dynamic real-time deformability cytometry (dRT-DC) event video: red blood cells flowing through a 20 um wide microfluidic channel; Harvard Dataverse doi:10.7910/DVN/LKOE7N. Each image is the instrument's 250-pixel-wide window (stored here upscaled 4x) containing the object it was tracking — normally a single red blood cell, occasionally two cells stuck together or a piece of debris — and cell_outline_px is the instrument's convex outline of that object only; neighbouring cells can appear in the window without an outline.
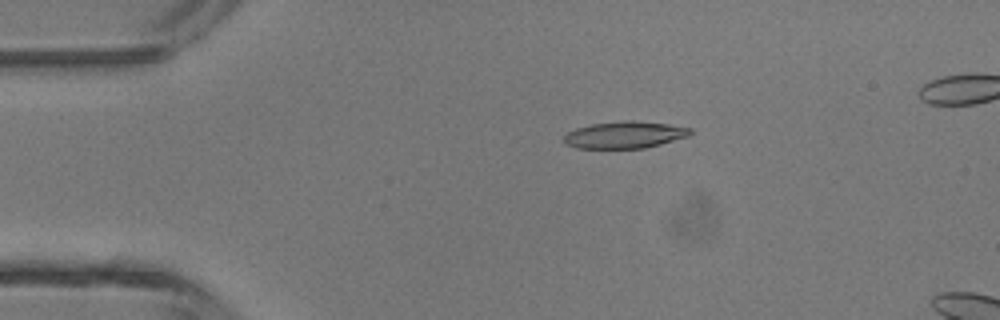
{"species": "common noctule bat (a hibernating species)", "species_latin": "Nyctalus noctula", "temperature_condition": "room temperature", "stored_images_in_passage": 4, "camera_frame_rate_fps": 3000, "um_per_image_px": 0.085, "animal": {"sex": "male", "body_mass_g": 13.3}, "frame": {"image": 1, "passage_image": 2, "time_ms": 0.333, "image_size_px": [1000, 320], "cell_outline_px": [[692, 132], [688, 136], [660, 144], [644, 148], [576, 148], [564, 144], [564, 136], [568, 132], [576, 128], [592, 124], [624, 120], [632, 120], [668, 124], [692, 128]], "centroid_in_image_um": [53.08, 11.46], "position_along_channel_um": 31.9, "area_um2": 19.77}}